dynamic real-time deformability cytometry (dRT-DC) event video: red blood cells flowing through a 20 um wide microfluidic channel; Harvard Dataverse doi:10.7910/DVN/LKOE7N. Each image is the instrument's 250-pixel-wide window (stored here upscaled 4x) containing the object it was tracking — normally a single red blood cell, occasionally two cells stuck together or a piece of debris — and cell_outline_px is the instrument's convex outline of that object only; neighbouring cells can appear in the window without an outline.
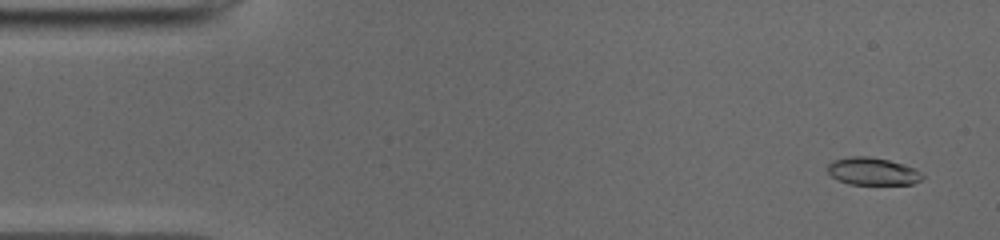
{"species": "common noctule bat (a hibernating species)", "species_latin": "Nyctalus noctula", "temperature_condition": "cold", "stored_images_in_passage": 49, "camera_frame_rate_fps": 3000, "um_per_image_px": 0.085, "animal": {"sex": "male", "body_mass_g": 19.0, "forearm_length_mm": 50.8}, "frame": {"image": 1, "passage_image": 1, "time_ms": 0.0, "image_size_px": [1000, 240], "cell_outline_px": [[924, 176], [920, 180], [912, 184], [848, 184], [832, 176], [828, 172], [828, 164], [832, 160], [848, 156], [868, 156], [888, 160], [904, 164], [916, 168]], "centroid_in_image_um": [74.17, 14.55], "position_along_channel_um": 10.8, "area_um2": 15.2}}
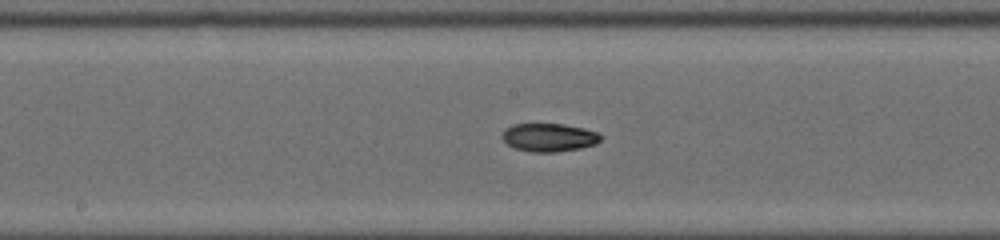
{"frame": {"image": 2, "passage_image": 24, "time_ms": 7.667, "image_size_px": [1000, 240], "cell_outline_px": [[600, 140], [596, 144], [580, 148], [556, 152], [532, 152], [516, 148], [508, 144], [500, 136], [504, 128], [512, 124], [564, 124], [584, 128], [600, 132]], "centroid_in_image_um": [46.66, 11.67], "position_along_channel_um": 201.5, "area_um2": 16.3}}
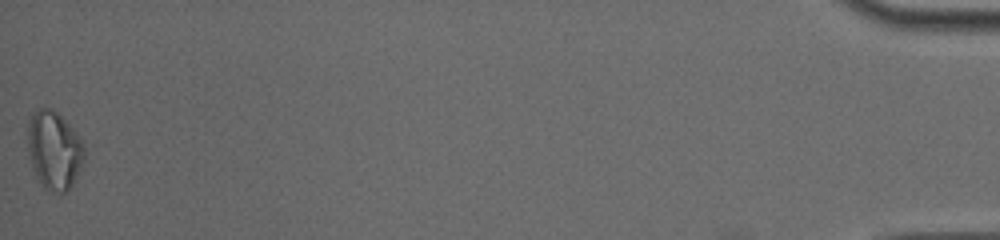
{"frame": {"image": 3, "passage_image": 49, "time_ms": 16.0, "image_size_px": [1000, 240], "cell_outline_px": [[84, 160], [72, 184], [64, 192], [52, 192], [44, 188], [40, 184], [36, 176], [28, 152], [28, 120], [36, 108], [44, 104], [52, 108], [72, 128], [84, 144]], "centroid_in_image_um": [4.58, 12.72], "position_along_channel_um": 430.6, "area_um2": 25.78}, "authors_computed_cell_mechanics": {"area_um2": 16.1262, "velocity_mm_per_s": 3.9531, "shape_relaxation_time_tau1_ms": 7.9085, "shape_relaxation_time_tau2_ms": null, "deformation_change_tau1": 0.2084, "deformation_change_tau2": null}}